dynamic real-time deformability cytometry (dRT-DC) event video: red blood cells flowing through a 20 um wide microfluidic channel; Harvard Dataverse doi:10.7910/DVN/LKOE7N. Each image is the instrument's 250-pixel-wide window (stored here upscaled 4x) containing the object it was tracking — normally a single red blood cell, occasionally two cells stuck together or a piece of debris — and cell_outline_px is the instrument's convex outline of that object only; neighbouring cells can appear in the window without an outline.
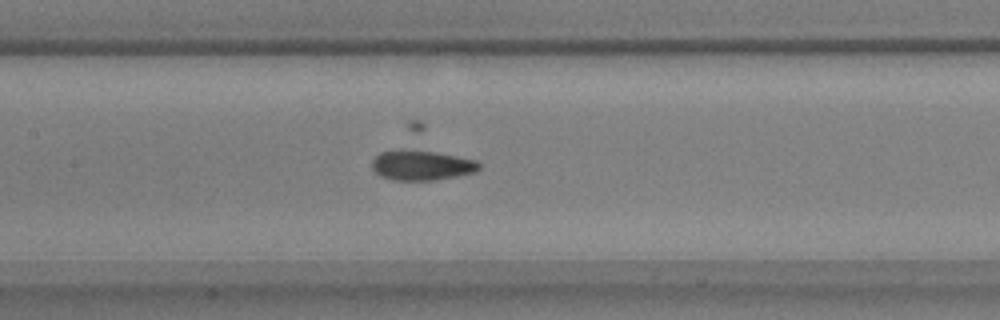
{"species": "common noctule bat (a hibernating species)", "species_latin": "Nyctalus noctula", "temperature_condition": "warm", "stored_images_in_passage": 45, "camera_frame_rate_fps": 3000, "um_per_image_px": 0.085, "animal": {"sex": "male", "body_mass_g": 17.9, "forearm_length_mm": 54.2}, "frame": {"image": 1, "passage_image": 26, "time_ms": 8.333, "image_size_px": [1000, 320], "cell_outline_px": [[480, 168], [476, 172], [436, 180], [392, 180], [380, 176], [372, 168], [372, 160], [380, 152], [436, 152], [476, 160], [480, 164]], "centroid_in_image_um": [35.87, 14.09], "position_along_channel_um": 171.5, "area_um2": 18.09}}